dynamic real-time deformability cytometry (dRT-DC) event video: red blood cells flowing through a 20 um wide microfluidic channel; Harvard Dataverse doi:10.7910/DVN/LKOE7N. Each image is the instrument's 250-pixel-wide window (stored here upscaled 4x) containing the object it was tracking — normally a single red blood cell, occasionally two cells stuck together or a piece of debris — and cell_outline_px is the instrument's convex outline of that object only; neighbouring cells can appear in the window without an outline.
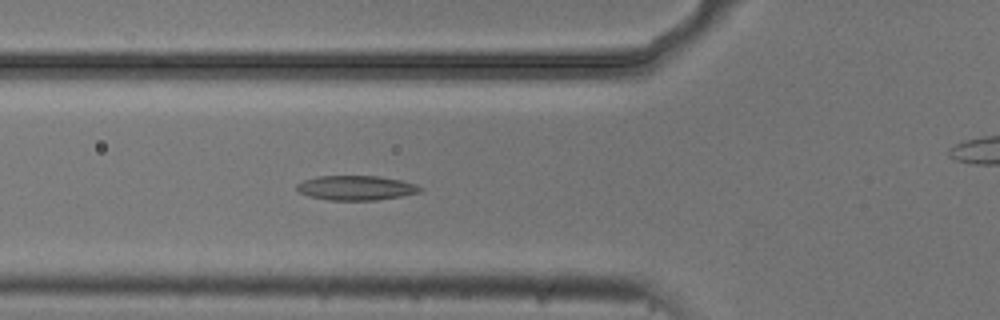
{"species": "common noctule bat (a hibernating species)", "species_latin": "Nyctalus noctula", "temperature_condition": "cold", "stored_images_in_passage": 40, "camera_frame_rate_fps": 3000, "um_per_image_px": 0.085, "animal": {"sex": "male", "body_mass_g": 20.5, "forearm_length_mm": 52.5}, "frame": {"image": 1, "passage_image": 10, "time_ms": 3.0, "image_size_px": [1000, 320], "cell_outline_px": [[424, 188], [420, 192], [400, 196], [376, 200], [328, 200], [308, 196], [300, 192], [296, 188], [296, 184], [304, 180], [316, 176], [380, 176], [400, 180], [416, 184]], "centroid_in_image_um": [30.26, 15.96], "position_along_channel_um": 95.5, "area_um2": 17.69}}
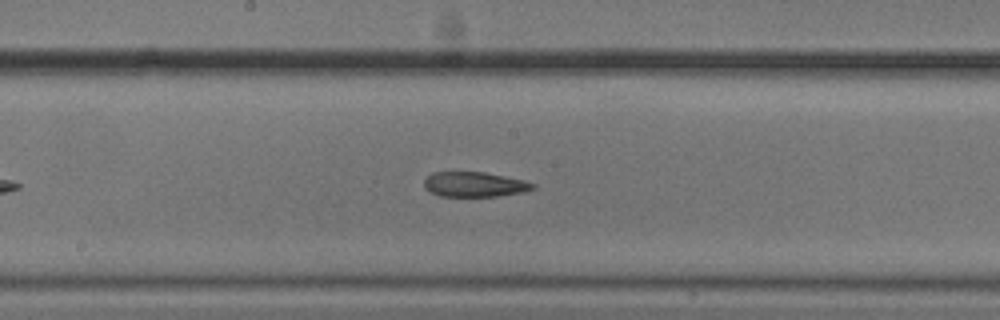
{"frame": {"image": 2, "passage_image": 19, "time_ms": 6.0, "image_size_px": [1000, 320], "cell_outline_px": [[536, 188], [524, 192], [496, 196], [440, 196], [424, 188], [424, 180], [432, 172], [484, 172], [524, 180], [536, 184]], "centroid_in_image_um": [40.35, 15.67], "position_along_channel_um": 207.9, "area_um2": 15.78}}
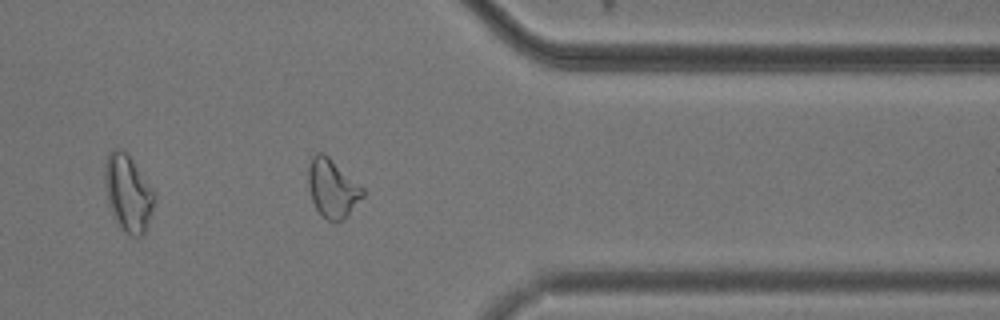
{"frame": {"image": 3, "passage_image": 34, "time_ms": 11.0, "image_size_px": [1000, 320], "cell_outline_px": [[364, 196], [348, 216], [340, 220], [328, 220], [316, 208], [312, 200], [308, 188], [308, 168], [312, 156], [316, 152], [324, 152], [364, 188]], "centroid_in_image_um": [28.26, 15.97], "position_along_channel_um": 383.1, "area_um2": 18.5}, "authors_computed_cell_mechanics": {"area_um2": 17.7157, "velocity_mm_per_s": 3.7183, "shape_relaxation_time_tau1_ms": null, "shape_relaxation_time_tau2_ms": 4.288, "deformation_change_tau1": null, "deformation_change_tau2": 0.1387}}